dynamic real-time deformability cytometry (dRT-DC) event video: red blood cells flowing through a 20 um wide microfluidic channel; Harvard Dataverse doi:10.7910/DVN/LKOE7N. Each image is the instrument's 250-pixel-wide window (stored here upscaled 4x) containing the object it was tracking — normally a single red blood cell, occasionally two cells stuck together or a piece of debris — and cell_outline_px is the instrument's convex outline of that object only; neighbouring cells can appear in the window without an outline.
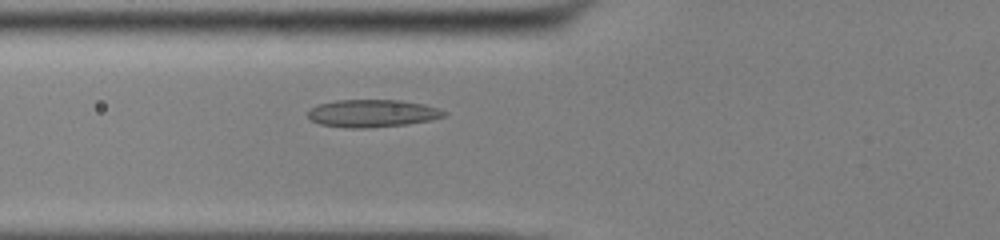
{"species": "common noctule bat (a hibernating species)", "species_latin": "Nyctalus noctula", "temperature_condition": "cold", "stored_images_in_passage": 42, "camera_frame_rate_fps": 3000, "um_per_image_px": 0.085, "animal": {"sex": "male", "body_mass_g": 13.0, "forearm_length_mm": 53.1}, "frame": {"image": 1, "passage_image": 9, "time_ms": 2.667, "image_size_px": [1000, 240], "cell_outline_px": [[448, 112], [444, 116], [432, 120], [408, 124], [368, 128], [348, 128], [320, 124], [312, 120], [308, 116], [308, 108], [320, 104], [336, 100], [400, 100], [424, 104], [440, 108]], "centroid_in_image_um": [31.68, 9.63], "position_along_channel_um": 94.1, "area_um2": 22.02}}
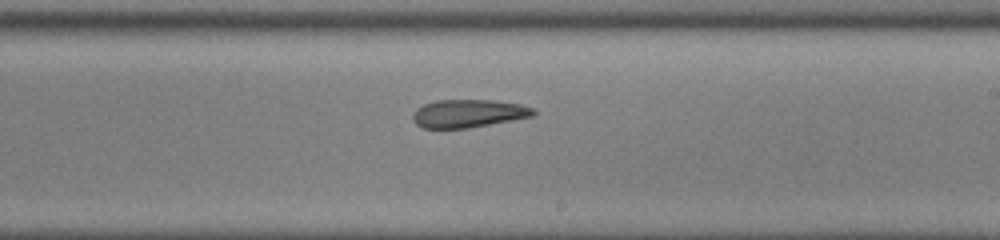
{"frame": {"image": 2, "passage_image": 21, "time_ms": 6.667, "image_size_px": [1000, 240], "cell_outline_px": [[536, 112], [532, 116], [512, 120], [468, 128], [424, 128], [416, 124], [412, 120], [412, 116], [416, 108], [424, 104], [436, 100], [492, 100], [520, 104], [532, 108]], "centroid_in_image_um": [39.77, 9.64], "position_along_channel_um": 249.2, "area_um2": 19.59}}
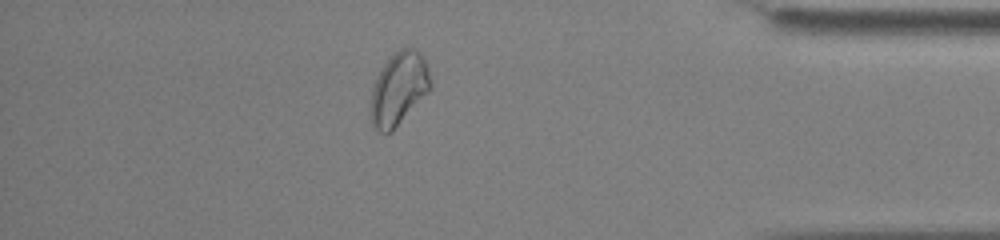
{"frame": {"image": 3, "passage_image": 35, "time_ms": 11.333, "image_size_px": [1000, 240], "cell_outline_px": [[432, 88], [392, 132], [380, 132], [372, 128], [372, 88], [384, 64], [400, 48], [408, 48], [420, 52], [424, 56], [432, 84]], "centroid_in_image_um": [33.93, 7.56], "position_along_channel_um": 401.3, "area_um2": 24.97}}